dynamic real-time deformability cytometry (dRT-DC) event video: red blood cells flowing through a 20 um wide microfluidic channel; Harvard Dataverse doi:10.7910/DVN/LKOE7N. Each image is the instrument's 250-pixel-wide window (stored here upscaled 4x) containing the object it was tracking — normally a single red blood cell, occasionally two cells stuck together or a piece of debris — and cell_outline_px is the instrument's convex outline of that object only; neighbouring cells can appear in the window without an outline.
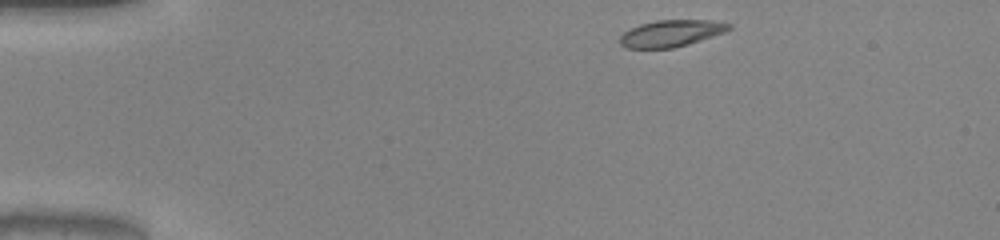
{"species": "common noctule bat (a hibernating species)", "species_latin": "Nyctalus noctula", "temperature_condition": "warm", "stored_images_in_passage": 43, "camera_frame_rate_fps": 3000, "um_per_image_px": 0.085, "animal": {"sex": "male", "body_mass_g": 20.0, "forearm_length_mm": 53.3}, "frame": {"image": 1, "passage_image": 1, "time_ms": 0.0, "image_size_px": [1000, 240], "cell_outline_px": [[732, 28], [724, 32], [688, 44], [672, 48], [624, 48], [620, 44], [620, 36], [624, 32], [640, 24], [656, 20], [712, 20], [732, 24]], "centroid_in_image_um": [57.04, 2.83], "position_along_channel_um": 28.0, "area_um2": 16.88}}
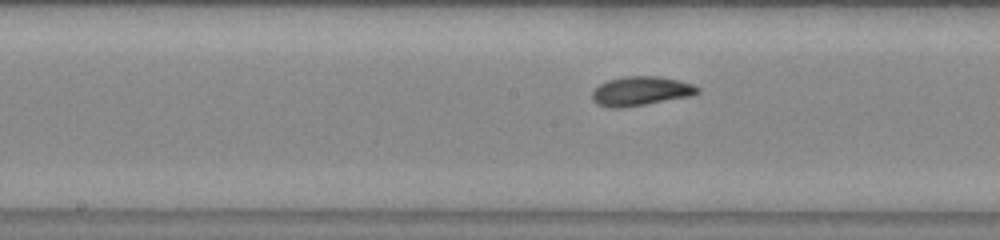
{"frame": {"image": 2, "passage_image": 19, "time_ms": 6.0, "image_size_px": [1000, 240], "cell_outline_px": [[700, 92], [692, 96], [620, 108], [612, 108], [596, 104], [592, 100], [592, 92], [600, 84], [608, 80], [624, 76], [660, 76], [692, 84], [700, 88]], "centroid_in_image_um": [54.46, 7.74], "position_along_channel_um": 193.7, "area_um2": 17.86}}
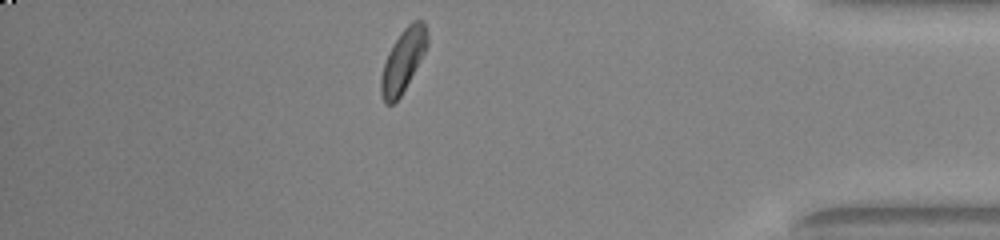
{"frame": {"image": 3, "passage_image": 37, "time_ms": 12.0, "image_size_px": [1000, 240], "cell_outline_px": [[428, 44], [424, 52], [400, 96], [392, 104], [384, 104], [380, 96], [380, 76], [388, 52], [400, 32], [412, 20], [424, 20], [428, 32]], "centroid_in_image_um": [34.24, 5.12], "position_along_channel_um": 401.0, "area_um2": 16.82}, "authors_computed_cell_mechanics": {"area_um2": 17.2244, "velocity_mm_per_s": 4.0215, "shape_relaxation_time_tau1_ms": 3.6182, "shape_relaxation_time_tau2_ms": 2.6467, "deformation_change_tau1": 0.1477, "deformation_change_tau2": 0.0749}}